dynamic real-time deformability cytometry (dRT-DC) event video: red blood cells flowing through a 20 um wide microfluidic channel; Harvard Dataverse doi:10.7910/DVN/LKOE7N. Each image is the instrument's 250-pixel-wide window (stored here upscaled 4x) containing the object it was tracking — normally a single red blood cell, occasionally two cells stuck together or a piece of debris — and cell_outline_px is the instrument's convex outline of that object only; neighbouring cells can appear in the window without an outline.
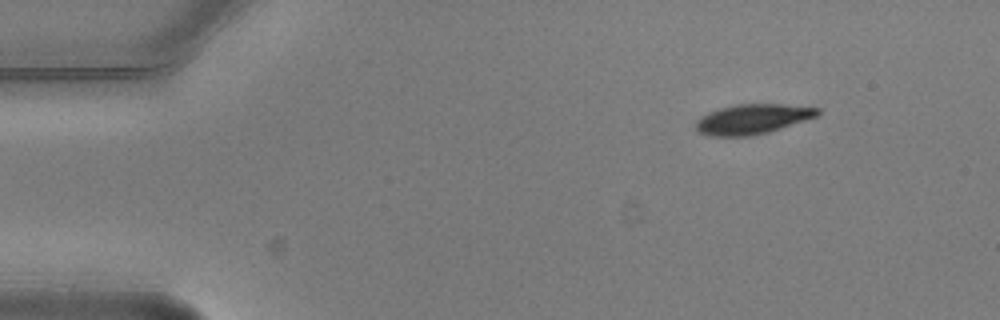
{"species": "common noctule bat (a hibernating species)", "species_latin": "Nyctalus noctula", "temperature_condition": "warm", "stored_images_in_passage": 6, "segment_of_instrument_passage": [2, 2], "camera_frame_rate_fps": 3000, "um_per_image_px": 0.085, "animal": {"sex": "male", "body_mass_g": 20.5, "forearm_length_mm": 52.5}, "frame": {"image": 1, "passage_image": 6, "time_ms": 1.667, "image_size_px": [1000, 320], "cell_outline_px": [[820, 112], [816, 116], [768, 132], [748, 136], [708, 136], [700, 132], [696, 128], [696, 120], [708, 112], [720, 108], [736, 104], [784, 104], [820, 108]], "centroid_in_image_um": [63.93, 10.11], "position_along_channel_um": 21.1, "area_um2": 20.98}}